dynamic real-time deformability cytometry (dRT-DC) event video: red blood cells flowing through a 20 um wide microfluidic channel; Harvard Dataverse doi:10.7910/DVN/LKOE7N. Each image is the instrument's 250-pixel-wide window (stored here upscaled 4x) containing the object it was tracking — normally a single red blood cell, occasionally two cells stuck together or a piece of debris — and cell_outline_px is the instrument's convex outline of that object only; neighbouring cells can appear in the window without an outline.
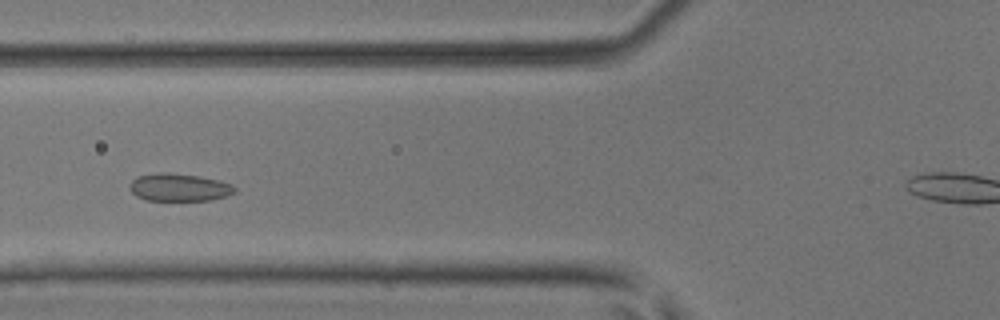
{"species": "common noctule bat (a hibernating species)", "species_latin": "Nyctalus noctula", "temperature_condition": "room temperature", "stored_images_in_passage": 13, "camera_frame_rate_fps": 3000, "um_per_image_px": 0.085, "animal": {"sex": "male", "body_mass_g": 17.9, "forearm_length_mm": 54.2}, "frame": {"image": 1, "passage_image": 6, "time_ms": 1.667, "image_size_px": [1000, 320], "cell_outline_px": [[236, 192], [228, 196], [212, 200], [148, 200], [136, 196], [128, 188], [128, 184], [136, 176], [160, 172], [168, 172], [200, 176], [220, 180], [232, 184], [236, 188]], "centroid_in_image_um": [15.23, 15.92], "position_along_channel_um": 110.6, "area_um2": 17.22}}